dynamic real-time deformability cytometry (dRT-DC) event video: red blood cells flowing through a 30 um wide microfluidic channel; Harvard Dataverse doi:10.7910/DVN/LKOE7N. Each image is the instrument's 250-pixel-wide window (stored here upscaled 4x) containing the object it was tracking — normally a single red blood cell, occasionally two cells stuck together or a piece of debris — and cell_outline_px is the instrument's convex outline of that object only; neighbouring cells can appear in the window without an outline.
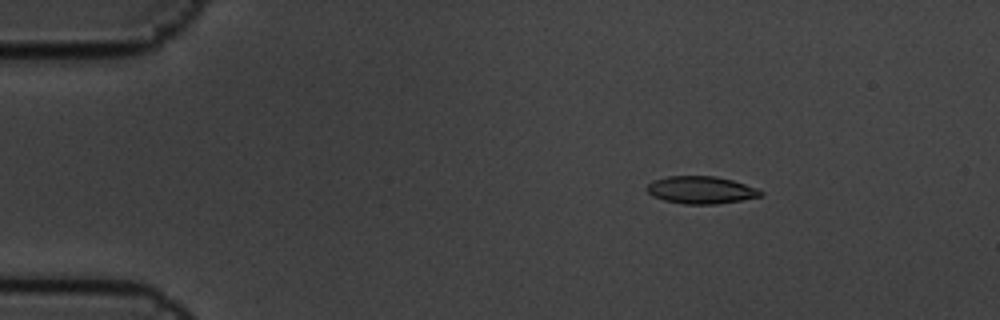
{"species": "common noctule bat (a hibernating species)", "species_latin": "Nyctalus noctula", "temperature_condition": "cold", "stored_images_in_passage": 9, "camera_frame_rate_fps": 3000, "um_per_image_px": 0.085, "animal": {"sex": "male", "body_mass_g": 19.5, "forearm_length_mm": 54.6}, "frame": {"image": 1, "passage_image": 2, "time_ms": 0.333, "image_size_px": [1000, 320], "cell_outline_px": [[764, 192], [760, 196], [740, 200], [716, 204], [684, 204], [664, 200], [652, 196], [644, 188], [652, 180], [668, 176], [716, 176], [732, 180], [756, 188]], "centroid_in_image_um": [59.53, 16.14], "position_along_channel_um": 25.5, "area_um2": 18.15}}
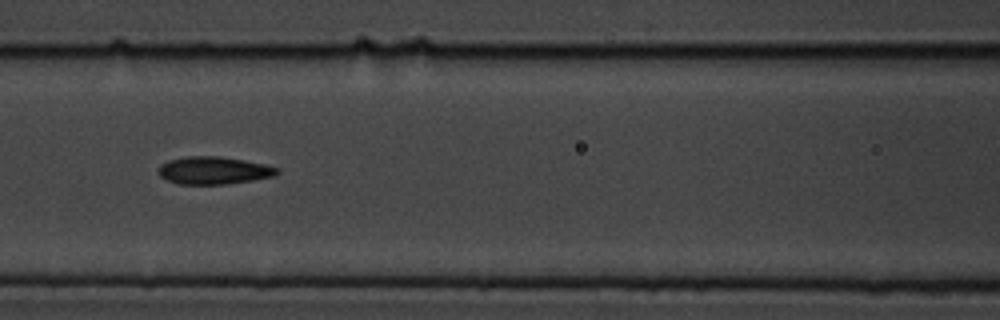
{"frame": {"image": 2, "passage_image": 6, "time_ms": 1.667, "image_size_px": [1000, 320], "cell_outline_px": [[280, 172], [276, 176], [228, 184], [180, 184], [168, 180], [160, 176], [156, 172], [160, 164], [168, 160], [188, 156], [220, 156], [244, 160], [264, 164], [280, 168]], "centroid_in_image_um": [18.17, 14.48], "position_along_channel_um": 148.4, "area_um2": 19.25}}
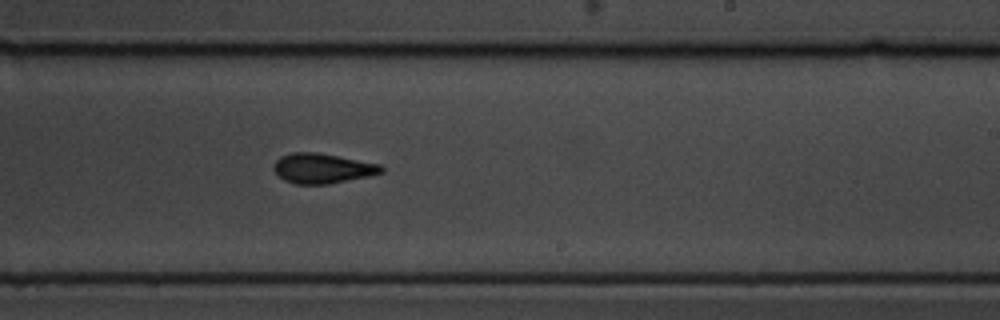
{"frame": {"image": 3, "passage_image": 9, "time_ms": 2.667, "image_size_px": [1000, 320], "cell_outline_px": [[384, 172], [368, 176], [328, 184], [296, 184], [284, 180], [272, 168], [276, 160], [280, 156], [292, 152], [316, 152], [380, 164], [384, 168]], "centroid_in_image_um": [27.39, 14.3], "position_along_channel_um": 261.6, "area_um2": 18.67}}